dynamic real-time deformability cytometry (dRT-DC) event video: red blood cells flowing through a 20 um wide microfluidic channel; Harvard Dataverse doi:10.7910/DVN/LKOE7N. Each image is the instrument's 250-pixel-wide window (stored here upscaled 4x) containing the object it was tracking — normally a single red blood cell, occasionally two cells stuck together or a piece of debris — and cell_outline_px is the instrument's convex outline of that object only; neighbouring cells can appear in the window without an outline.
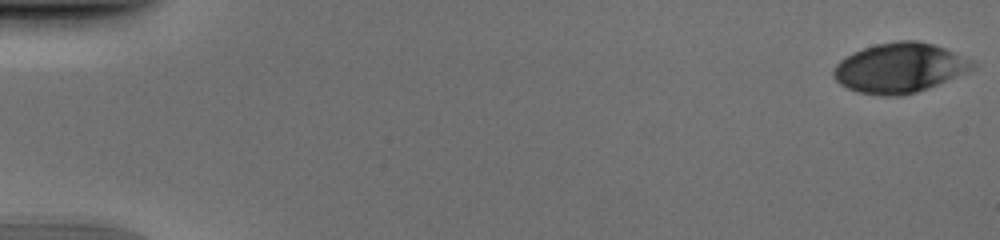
{"species": "human", "species_latin": "Homo sapiens", "temperature_condition": "cold", "stored_images_in_passage": 52, "camera_frame_rate_fps": 3000, "um_per_image_px": 0.085, "donor": {"sex": "male"}, "frame": {"image": 1, "passage_image": 1, "time_ms": 0.0, "image_size_px": [1000, 240], "cell_outline_px": [[976, 64], [972, 68], [928, 88], [916, 92], [900, 96], [884, 96], [860, 92], [848, 88], [840, 84], [832, 76], [832, 68], [840, 60], [852, 52], [876, 44], [900, 40], [916, 40], [932, 44], [944, 48]], "centroid_in_image_um": [76.37, 5.77], "position_along_channel_um": 8.6, "area_um2": 39.59}}
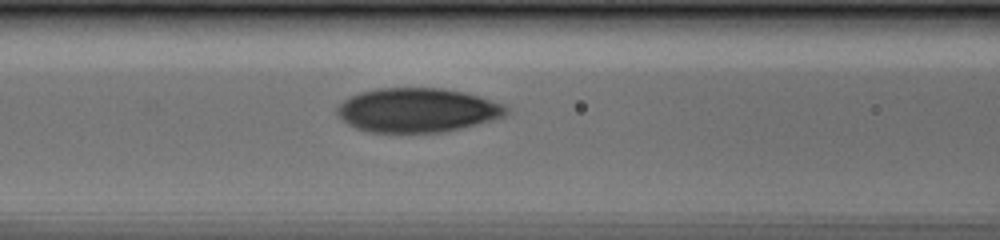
{"frame": {"image": 2, "passage_image": 23, "time_ms": 7.333, "image_size_px": [1000, 240], "cell_outline_px": [[508, 112], [504, 116], [476, 124], [444, 132], [368, 132], [356, 128], [348, 124], [336, 112], [336, 108], [344, 100], [360, 92], [376, 88], [440, 88], [464, 92], [480, 96], [504, 104], [508, 108]], "centroid_in_image_um": [35.47, 9.36], "position_along_channel_um": 131.1, "area_um2": 43.35}}
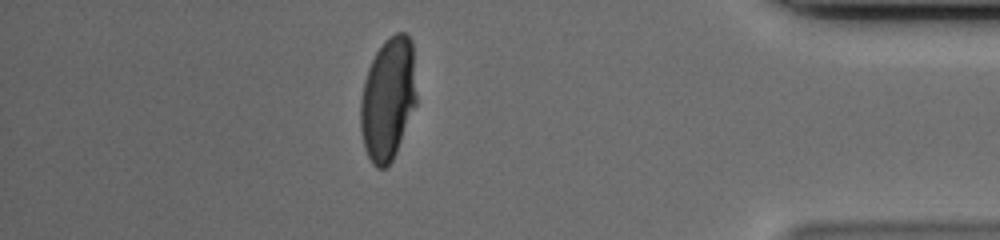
{"frame": {"image": 3, "passage_image": 46, "time_ms": 15.0, "image_size_px": [1000, 240], "cell_outline_px": [[416, 104], [396, 152], [392, 160], [384, 168], [376, 168], [372, 164], [364, 148], [360, 128], [360, 100], [364, 80], [368, 68], [376, 52], [384, 40], [388, 36], [396, 32], [404, 32], [412, 40], [416, 96]], "centroid_in_image_um": [32.96, 8.39], "position_along_channel_um": 402.2, "area_um2": 40.17}}